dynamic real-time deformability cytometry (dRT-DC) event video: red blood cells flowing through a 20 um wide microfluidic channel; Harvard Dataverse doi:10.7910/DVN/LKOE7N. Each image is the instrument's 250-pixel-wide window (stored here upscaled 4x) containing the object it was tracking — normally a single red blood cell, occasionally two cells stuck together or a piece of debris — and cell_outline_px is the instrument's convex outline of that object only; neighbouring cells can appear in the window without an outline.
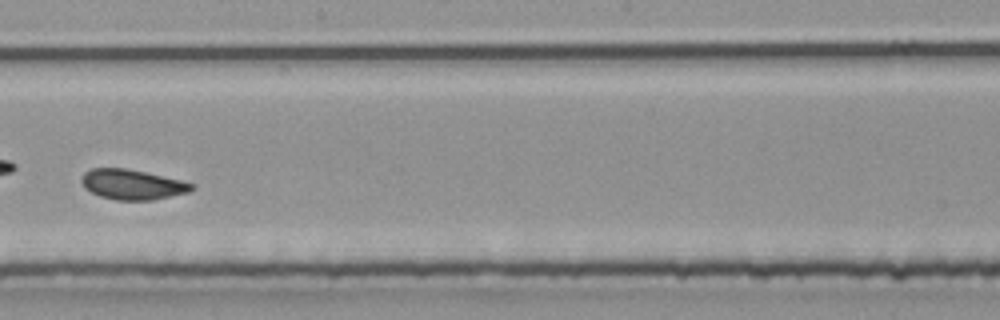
{"species": "common noctule bat (a hibernating species)", "species_latin": "Nyctalus noctula", "temperature_condition": "room temperature", "stored_images_in_passage": 34, "camera_frame_rate_fps": 3000, "um_per_image_px": 0.085, "animal": {"sex": "male", "body_mass_g": 20.4}, "frame": {"image": 1, "passage_image": 15, "time_ms": 4.667, "image_size_px": [1000, 320], "cell_outline_px": [[196, 188], [188, 192], [152, 200], [116, 200], [100, 196], [84, 188], [80, 180], [80, 176], [84, 172], [92, 168], [124, 168], [144, 172], [180, 180], [196, 184]], "centroid_in_image_um": [11.22, 15.68], "position_along_channel_um": 237.0, "area_um2": 19.31}}
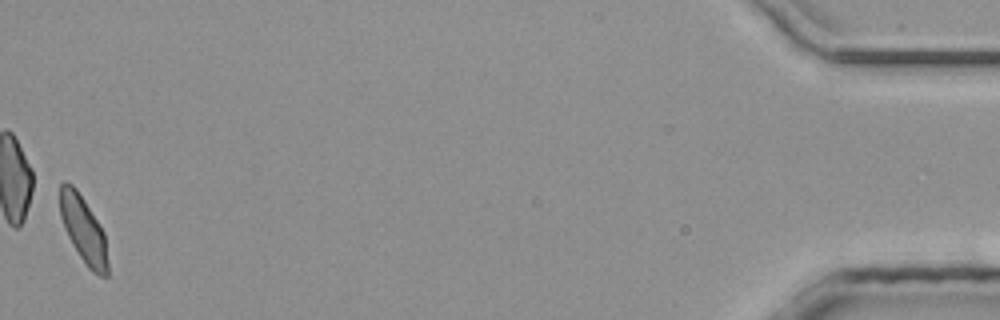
{"frame": {"image": 2, "passage_image": 34, "time_ms": 11.0, "image_size_px": [1000, 320], "cell_outline_px": [[108, 276], [100, 276], [92, 272], [88, 268], [72, 244], [64, 228], [60, 216], [60, 184], [64, 180], [72, 184], [76, 188], [84, 200], [104, 232], [108, 260]], "centroid_in_image_um": [7.09, 19.52], "position_along_channel_um": 428.1, "area_um2": 18.55}}